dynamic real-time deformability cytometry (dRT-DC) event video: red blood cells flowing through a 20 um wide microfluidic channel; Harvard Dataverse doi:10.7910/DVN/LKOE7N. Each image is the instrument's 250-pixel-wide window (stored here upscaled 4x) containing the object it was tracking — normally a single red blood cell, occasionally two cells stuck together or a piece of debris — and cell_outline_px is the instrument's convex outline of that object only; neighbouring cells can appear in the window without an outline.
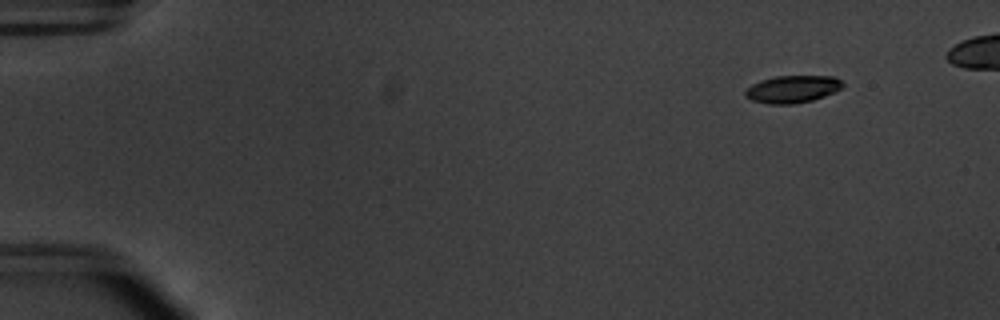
{"species": "common noctule bat (a hibernating species)", "species_latin": "Nyctalus noctula", "temperature_condition": "warm", "stored_images_in_passage": 16, "camera_frame_rate_fps": 3000, "um_per_image_px": 0.085, "animal": {"sex": "male", "body_mass_g": 20.1, "forearm_length_mm": 53.5}, "frame": {"image": 1, "passage_image": 7, "time_ms": 2.0, "image_size_px": [1000, 320], "cell_outline_px": [[844, 84], [840, 88], [824, 96], [812, 100], [792, 104], [768, 104], [752, 100], [744, 96], [744, 92], [752, 84], [760, 80], [776, 76], [832, 76], [840, 80]], "centroid_in_image_um": [67.31, 7.57], "position_along_channel_um": 17.7, "area_um2": 15.37}}